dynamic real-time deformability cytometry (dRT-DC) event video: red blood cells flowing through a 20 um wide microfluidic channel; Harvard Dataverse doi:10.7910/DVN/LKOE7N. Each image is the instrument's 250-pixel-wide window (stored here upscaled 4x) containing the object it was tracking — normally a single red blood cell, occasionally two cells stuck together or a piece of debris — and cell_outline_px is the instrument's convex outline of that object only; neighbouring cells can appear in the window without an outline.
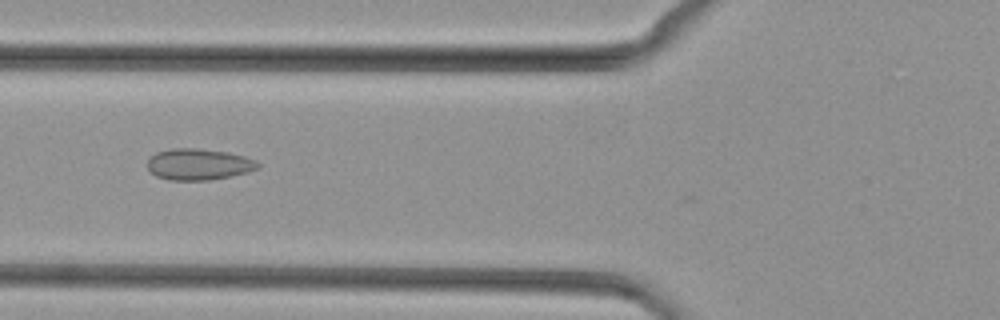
{"species": "common noctule bat (a hibernating species)", "species_latin": "Nyctalus noctula", "temperature_condition": "cold", "stored_images_in_passage": 35, "camera_frame_rate_fps": 3000, "um_per_image_px": 0.085, "animal": {"sex": "female", "body_mass_g": 29.2, "forearm_length_mm": 56.3}, "frame": {"image": 1, "passage_image": 5, "time_ms": 1.333, "image_size_px": [1000, 320], "cell_outline_px": [[260, 168], [248, 172], [208, 180], [168, 180], [156, 176], [148, 168], [148, 160], [156, 152], [172, 148], [196, 148], [228, 152], [244, 156], [256, 160], [260, 164]], "centroid_in_image_um": [16.9, 13.96], "position_along_channel_um": 108.9, "area_um2": 20.11}}
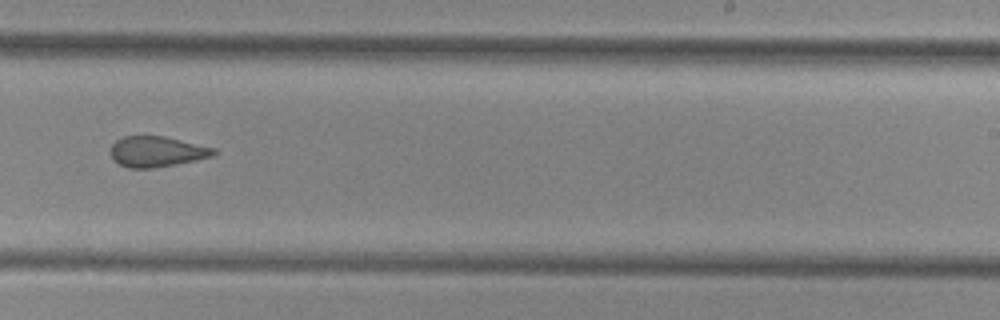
{"frame": {"image": 2, "passage_image": 17, "time_ms": 5.333, "image_size_px": [1000, 320], "cell_outline_px": [[216, 152], [212, 156], [196, 160], [176, 164], [152, 168], [128, 168], [112, 160], [112, 144], [116, 140], [124, 136], [164, 136], [216, 148]], "centroid_in_image_um": [13.33, 12.88], "position_along_channel_um": 275.7, "area_um2": 18.26}}
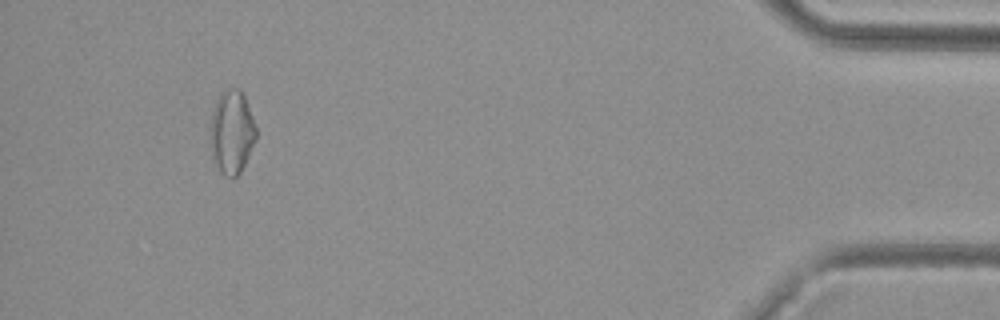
{"frame": {"image": 3, "passage_image": 32, "time_ms": 10.333, "image_size_px": [1000, 320], "cell_outline_px": [[256, 140], [240, 172], [232, 180], [224, 176], [220, 172], [212, 160], [208, 128], [212, 108], [220, 92], [224, 88], [240, 88], [244, 96], [252, 116], [256, 128]], "centroid_in_image_um": [19.64, 11.23], "position_along_channel_um": 415.6, "area_um2": 23.0}}